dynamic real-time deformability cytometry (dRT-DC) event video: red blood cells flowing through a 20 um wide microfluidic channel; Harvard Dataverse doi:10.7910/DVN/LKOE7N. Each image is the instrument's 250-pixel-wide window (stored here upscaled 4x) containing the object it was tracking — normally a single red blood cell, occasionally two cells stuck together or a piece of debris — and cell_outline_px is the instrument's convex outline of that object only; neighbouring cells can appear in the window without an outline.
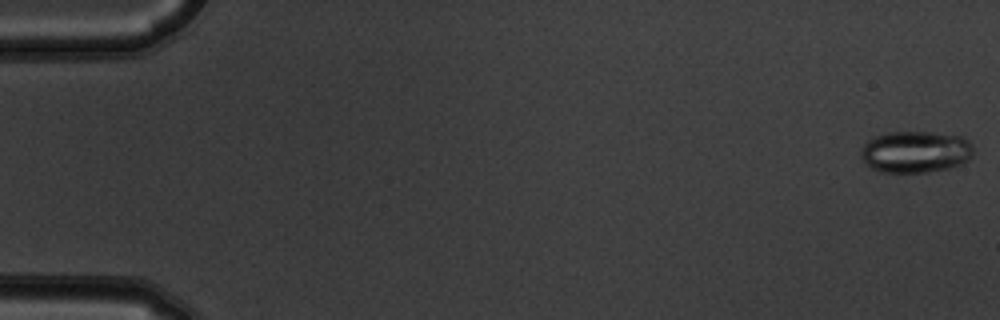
{"species": "common noctule bat (a hibernating species)", "species_latin": "Nyctalus noctula", "temperature_condition": "warm", "stored_images_in_passage": 5, "camera_frame_rate_fps": 3000, "um_per_image_px": 0.085, "animal": {"sex": "male", "body_mass_g": 19.5, "forearm_length_mm": 54.6}, "frame": {"image": 1, "passage_image": 1, "time_ms": 0.0, "image_size_px": [1000, 320], "cell_outline_px": [[972, 156], [968, 160], [960, 164], [948, 168], [928, 172], [880, 172], [872, 168], [860, 156], [860, 148], [868, 140], [876, 136], [888, 132], [928, 132], [960, 136], [968, 140], [972, 144]], "centroid_in_image_um": [77.8, 12.9], "position_along_channel_um": 7.2, "area_um2": 27.28}}